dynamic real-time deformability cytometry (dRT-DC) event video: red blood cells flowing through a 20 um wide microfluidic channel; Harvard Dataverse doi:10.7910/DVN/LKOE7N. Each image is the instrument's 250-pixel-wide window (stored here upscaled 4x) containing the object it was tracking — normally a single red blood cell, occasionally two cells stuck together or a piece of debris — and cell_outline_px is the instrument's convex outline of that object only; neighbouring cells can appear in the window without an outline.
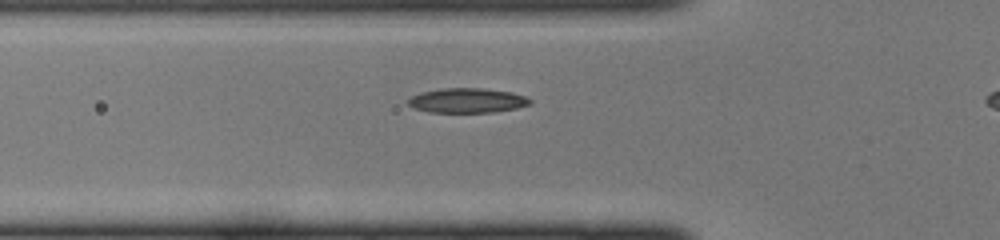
{"species": "common noctule bat (a hibernating species)", "species_latin": "Nyctalus noctula", "temperature_condition": "cold", "stored_images_in_passage": 28, "camera_frame_rate_fps": 3000, "um_per_image_px": 0.085, "animal": {"sex": "female", "body_mass_g": 22.0, "forearm_length_mm": 56.7}, "frame": {"image": 1, "passage_image": 10, "time_ms": 3.0, "image_size_px": [1000, 240], "cell_outline_px": [[528, 100], [524, 104], [508, 108], [476, 112], [444, 112], [424, 108], [416, 104], [412, 100], [420, 96], [432, 92], [500, 92], [516, 96]], "centroid_in_image_um": [39.78, 8.62], "position_along_channel_um": 86.0, "area_um2": 13.12}}
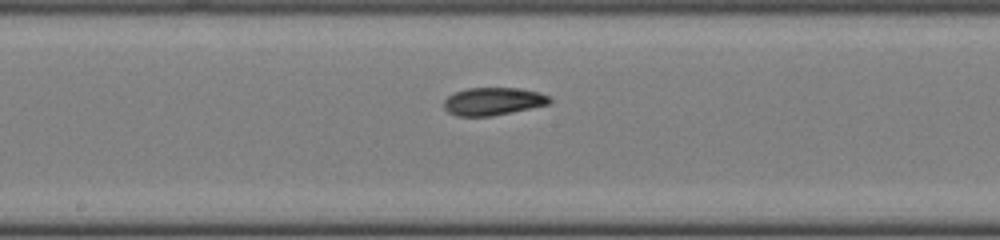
{"frame": {"image": 2, "passage_image": 18, "time_ms": 5.667, "image_size_px": [1000, 240], "cell_outline_px": [[548, 100], [540, 104], [504, 112], [472, 116], [456, 112], [448, 104], [448, 100], [452, 96], [460, 92], [480, 88], [500, 88], [532, 92], [544, 96]], "centroid_in_image_um": [41.91, 8.58], "position_along_channel_um": 206.3, "area_um2": 13.99}}
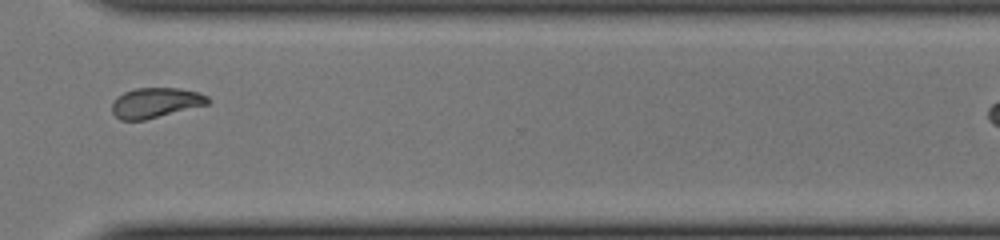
{"frame": {"image": 3, "passage_image": 28, "time_ms": 9.0, "image_size_px": [1000, 240], "cell_outline_px": [[208, 100], [152, 116], [136, 120], [128, 120], [120, 116], [124, 96], [128, 92], [148, 88], [168, 88], [192, 92], [204, 96]], "centroid_in_image_um": [13.29, 8.68], "position_along_channel_um": 357.3, "area_um2": 13.01}}